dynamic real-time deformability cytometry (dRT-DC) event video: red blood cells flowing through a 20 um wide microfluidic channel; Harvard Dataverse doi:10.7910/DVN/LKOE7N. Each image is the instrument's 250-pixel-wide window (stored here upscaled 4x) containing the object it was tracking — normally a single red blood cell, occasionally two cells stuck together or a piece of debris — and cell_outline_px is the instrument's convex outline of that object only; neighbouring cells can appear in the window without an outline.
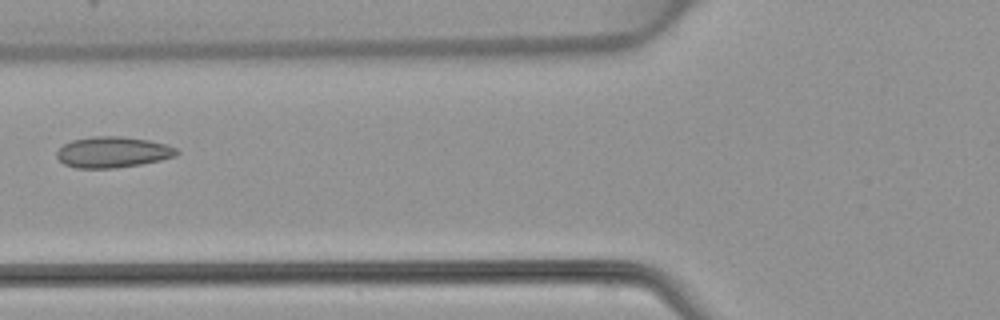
{"species": "common noctule bat (a hibernating species)", "species_latin": "Nyctalus noctula", "temperature_condition": "warm", "stored_images_in_passage": 3, "camera_frame_rate_fps": 3000, "um_per_image_px": 0.085, "animal": {"sex": "female", "body_mass_g": 22.7, "forearm_length_mm": 54.2}, "frame": {"image": 1, "passage_image": 3, "time_ms": 3.0, "image_size_px": [1000, 320], "cell_outline_px": [[180, 152], [176, 156], [160, 160], [140, 164], [116, 168], [76, 168], [64, 164], [56, 156], [56, 152], [64, 144], [72, 140], [92, 136], [120, 136], [148, 140], [164, 144], [176, 148]], "centroid_in_image_um": [9.57, 12.93], "position_along_channel_um": 116.2, "area_um2": 21.56}}